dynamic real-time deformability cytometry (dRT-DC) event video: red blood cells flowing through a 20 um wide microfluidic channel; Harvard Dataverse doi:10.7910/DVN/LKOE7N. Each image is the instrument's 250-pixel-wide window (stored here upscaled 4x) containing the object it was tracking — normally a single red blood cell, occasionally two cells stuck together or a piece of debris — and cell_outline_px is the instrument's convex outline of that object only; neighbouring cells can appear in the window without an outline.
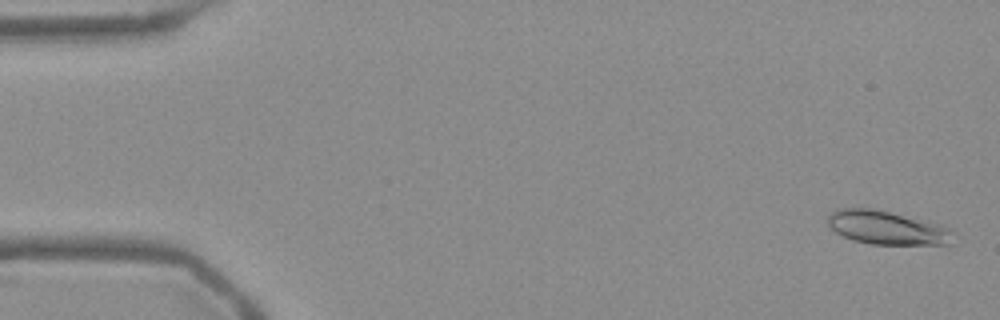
{"species": "Egyptian fruit bat (a non-hibernating species)", "species_latin": "Rousettus aegyptiacus", "temperature_condition": "warm", "stored_images_in_passage": 54, "camera_frame_rate_fps": 3000, "um_per_image_px": 0.085, "frame": {"image": 1, "passage_image": 2, "time_ms": 0.333, "image_size_px": [1000, 320], "cell_outline_px": [[956, 244], [872, 244], [852, 240], [836, 232], [828, 224], [828, 216], [836, 208], [872, 208], [944, 224], [956, 232]], "centroid_in_image_um": [75.51, 19.36], "position_along_channel_um": 9.5, "area_um2": 25.03}}
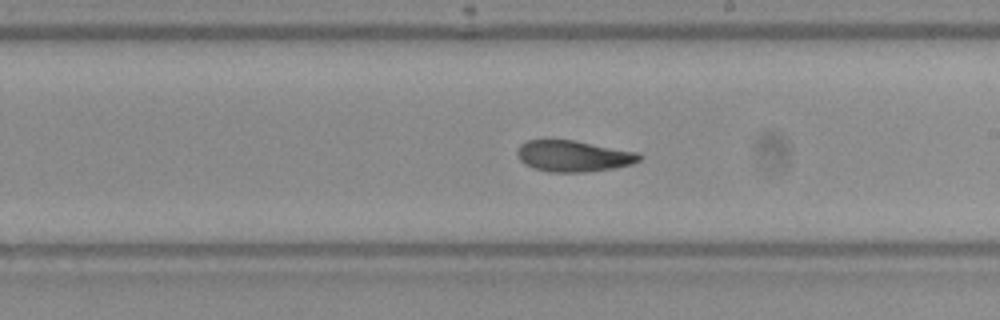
{"frame": {"image": 2, "passage_image": 31, "time_ms": 10.0, "image_size_px": [1000, 320], "cell_outline_px": [[644, 156], [640, 160], [632, 164], [616, 168], [584, 172], [548, 172], [532, 168], [524, 164], [516, 156], [516, 148], [520, 144], [528, 140], [572, 140], [636, 152]], "centroid_in_image_um": [48.7, 13.28], "position_along_channel_um": 240.3, "area_um2": 22.31}}
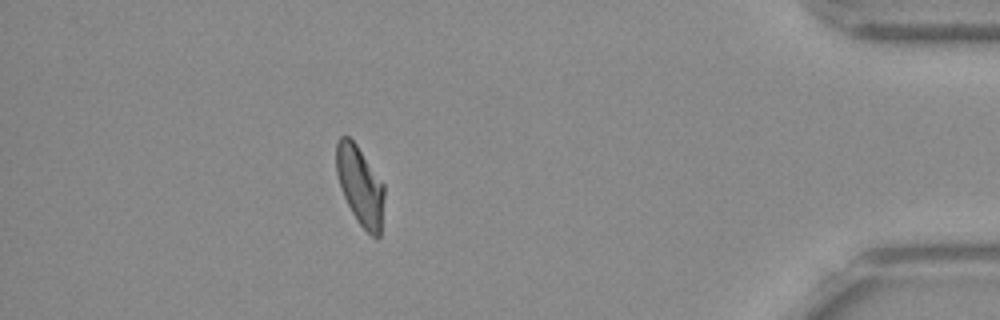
{"frame": {"image": 3, "passage_image": 48, "time_ms": 15.667, "image_size_px": [1000, 320], "cell_outline_px": [[384, 196], [380, 236], [376, 240], [356, 220], [340, 188], [336, 172], [336, 144], [340, 136], [348, 136], [356, 144], [384, 184]], "centroid_in_image_um": [30.6, 15.79], "position_along_channel_um": 404.6, "area_um2": 21.96}, "authors_computed_cell_mechanics": {"area_um2": 22.5709, "velocity_mm_per_s": 3.7667, "shape_relaxation_time_tau1_ms": null, "shape_relaxation_time_tau2_ms": 3.8733, "deformation_change_tau1": null, "deformation_change_tau2": 0.1096}}